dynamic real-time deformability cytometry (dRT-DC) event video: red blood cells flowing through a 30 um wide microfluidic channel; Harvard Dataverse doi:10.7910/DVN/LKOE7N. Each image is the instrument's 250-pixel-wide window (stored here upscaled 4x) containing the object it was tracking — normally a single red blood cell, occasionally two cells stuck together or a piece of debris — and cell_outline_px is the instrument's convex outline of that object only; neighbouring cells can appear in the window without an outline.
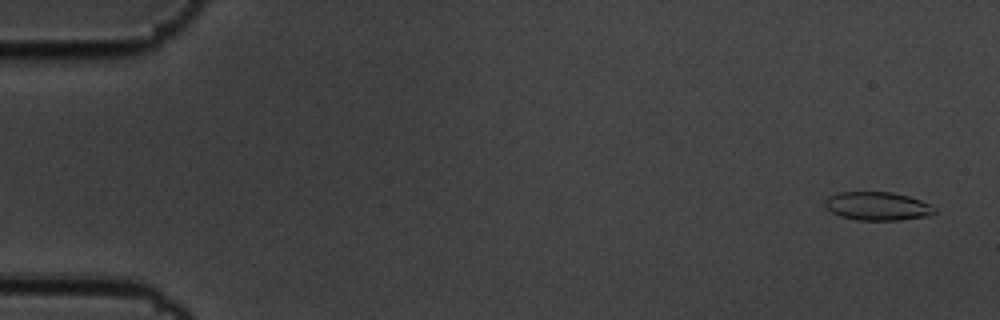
{"species": "common noctule bat (a hibernating species)", "species_latin": "Nyctalus noctula", "temperature_condition": "cold", "stored_images_in_passage": 59, "camera_frame_rate_fps": 3000, "um_per_image_px": 0.085, "animal": {"sex": "male", "body_mass_g": 19.5, "forearm_length_mm": 54.6}, "frame": {"image": 1, "passage_image": 3, "time_ms": 0.667, "image_size_px": [1000, 320], "cell_outline_px": [[936, 212], [928, 216], [900, 220], [856, 220], [840, 216], [832, 212], [824, 204], [824, 200], [828, 196], [840, 192], [892, 192], [908, 196], [920, 200], [936, 208]], "centroid_in_image_um": [74.58, 17.52], "position_along_channel_um": 10.4, "area_um2": 18.15}}
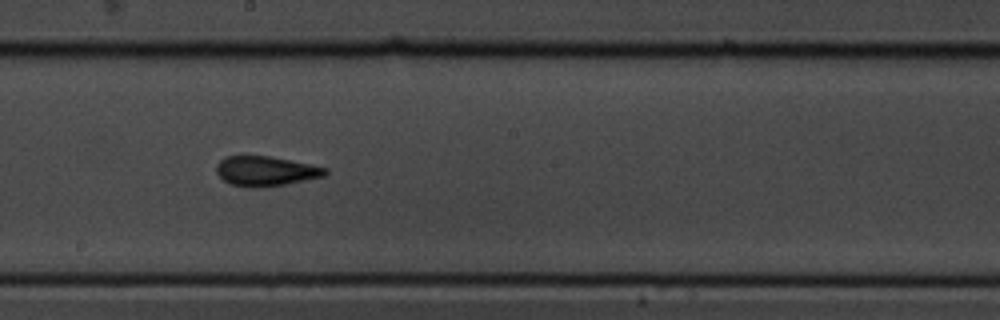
{"frame": {"image": 2, "passage_image": 33, "time_ms": 10.667, "image_size_px": [1000, 320], "cell_outline_px": [[328, 172], [324, 176], [284, 184], [256, 188], [232, 184], [224, 180], [216, 172], [216, 164], [220, 160], [228, 156], [268, 156], [328, 168]], "centroid_in_image_um": [22.57, 14.54], "position_along_channel_um": 225.6, "area_um2": 18.5}}
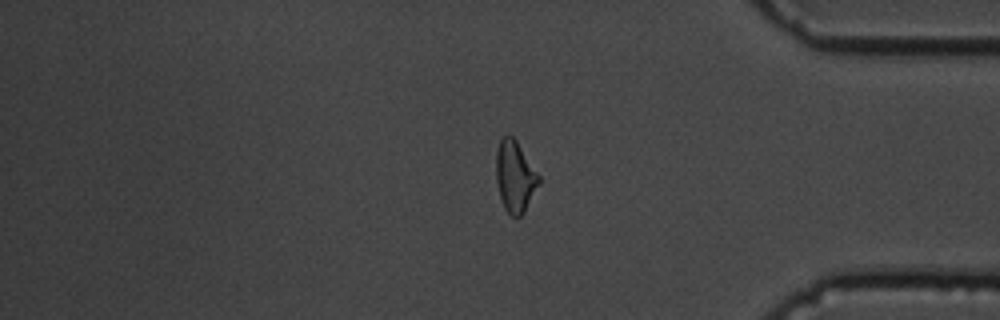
{"frame": {"image": 3, "passage_image": 49, "time_ms": 16.0, "image_size_px": [1000, 320], "cell_outline_px": [[540, 184], [524, 212], [520, 216], [512, 216], [504, 208], [500, 200], [496, 180], [496, 152], [500, 140], [508, 132], [516, 140], [540, 176]], "centroid_in_image_um": [43.77, 15.0], "position_along_channel_um": 391.4, "area_um2": 17.86}, "authors_computed_cell_mechanics": {"area_um2": 18.3226, "velocity_mm_per_s": 3.4841, "shape_relaxation_time_tau1_ms": null, "shape_relaxation_time_tau2_ms": 2.4627, "deformation_change_tau1": null, "deformation_change_tau2": 0.0986}}